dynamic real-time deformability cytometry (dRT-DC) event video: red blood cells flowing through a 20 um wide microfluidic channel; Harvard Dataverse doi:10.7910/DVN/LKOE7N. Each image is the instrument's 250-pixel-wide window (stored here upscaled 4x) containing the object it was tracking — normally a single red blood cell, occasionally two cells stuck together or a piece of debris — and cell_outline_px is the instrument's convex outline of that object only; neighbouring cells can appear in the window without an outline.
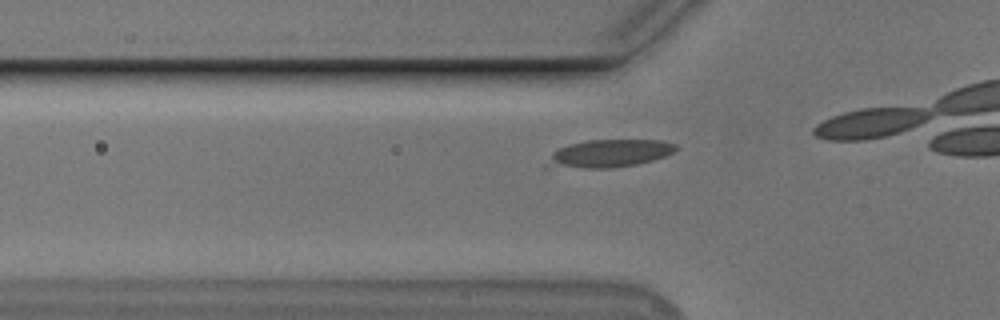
{"species": "Egyptian fruit bat (a non-hibernating species)", "species_latin": "Rousettus aegyptiacus", "temperature_condition": "cold", "stored_images_in_passage": 9, "camera_frame_rate_fps": 3000, "um_per_image_px": 0.085, "animal": {"sex": "male"}, "frame": {"image": 1, "passage_image": 4, "time_ms": 1.0, "image_size_px": [1000, 320], "cell_outline_px": [[680, 148], [664, 156], [652, 160], [636, 164], [608, 168], [588, 168], [552, 164], [552, 152], [568, 144], [588, 140], [660, 140], [676, 144]], "centroid_in_image_um": [51.95, 13.0], "position_along_channel_um": 73.9, "area_um2": 19.94}}